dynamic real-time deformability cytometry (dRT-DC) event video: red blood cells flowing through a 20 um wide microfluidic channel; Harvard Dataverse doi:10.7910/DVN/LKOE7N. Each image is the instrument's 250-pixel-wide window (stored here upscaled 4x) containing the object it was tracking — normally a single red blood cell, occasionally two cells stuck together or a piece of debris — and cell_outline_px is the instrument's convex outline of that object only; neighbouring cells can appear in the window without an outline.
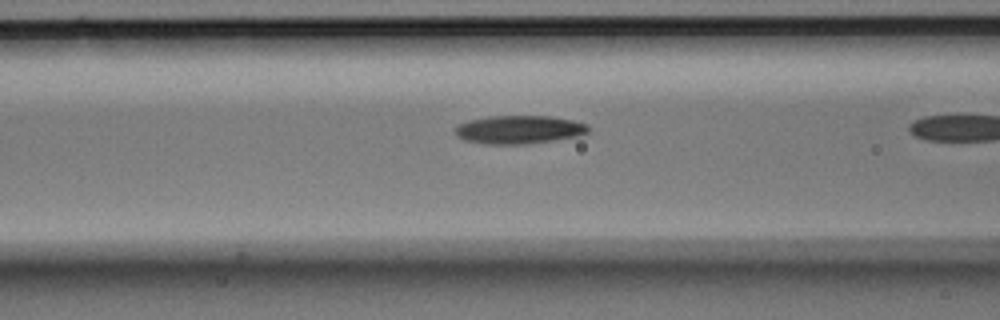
{"species": "Egyptian fruit bat (a non-hibernating species)", "species_latin": "Rousettus aegyptiacus", "temperature_condition": "room temperature", "stored_images_in_passage": 19, "camera_frame_rate_fps": 3000, "um_per_image_px": 0.085, "animal": {"sex": "male"}, "frame": {"image": 1, "passage_image": 18, "time_ms": 5.667, "image_size_px": [1000, 320], "cell_outline_px": [[588, 132], [576, 136], [528, 144], [484, 144], [464, 140], [456, 136], [456, 128], [460, 124], [468, 120], [488, 116], [548, 116], [572, 120], [588, 124]], "centroid_in_image_um": [44.09, 11.02], "position_along_channel_um": 122.5, "area_um2": 21.85}}